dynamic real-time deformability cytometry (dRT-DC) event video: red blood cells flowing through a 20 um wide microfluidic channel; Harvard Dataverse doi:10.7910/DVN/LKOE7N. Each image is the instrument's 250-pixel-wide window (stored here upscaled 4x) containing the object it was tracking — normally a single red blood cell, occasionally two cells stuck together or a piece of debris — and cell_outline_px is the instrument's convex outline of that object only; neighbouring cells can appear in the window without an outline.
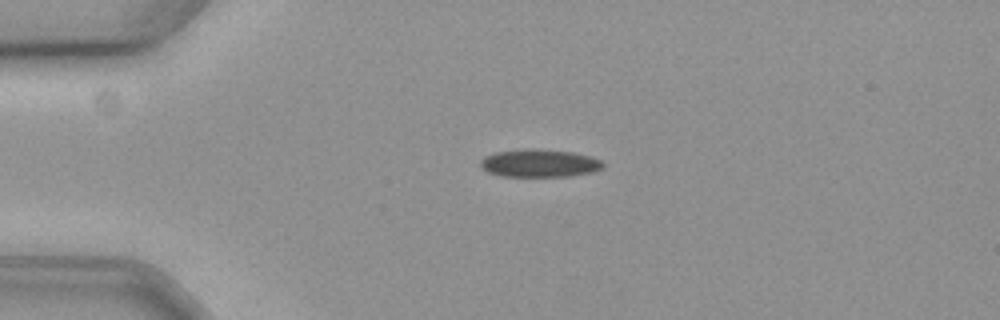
{"species": "common noctule bat (a hibernating species)", "species_latin": "Nyctalus noctula", "temperature_condition": "cold", "stored_images_in_passage": 33, "camera_frame_rate_fps": 3000, "um_per_image_px": 0.085, "animal": {"sex": "female", "body_mass_g": 19.3, "forearm_length_mm": 54.1}, "frame": {"image": 1, "passage_image": 1, "time_ms": 0.0, "image_size_px": [1000, 320], "cell_outline_px": [[604, 168], [592, 172], [568, 176], [500, 176], [488, 172], [480, 164], [480, 160], [484, 156], [496, 152], [532, 148], [572, 152], [592, 156], [600, 160], [604, 164]], "centroid_in_image_um": [45.87, 13.87], "position_along_channel_um": 39.1, "area_um2": 19.83}}
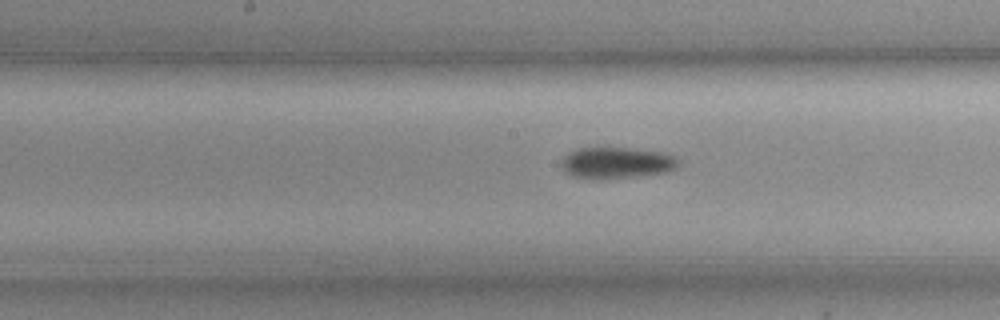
{"frame": {"image": 2, "passage_image": 17, "time_ms": 5.333, "image_size_px": [1000, 320], "cell_outline_px": [[680, 164], [676, 168], [664, 172], [636, 176], [600, 180], [576, 176], [568, 172], [560, 164], [560, 160], [568, 152], [576, 148], [624, 148], [660, 152], [672, 156], [680, 160]], "centroid_in_image_um": [52.38, 13.84], "position_along_channel_um": 195.8, "area_um2": 21.15}}
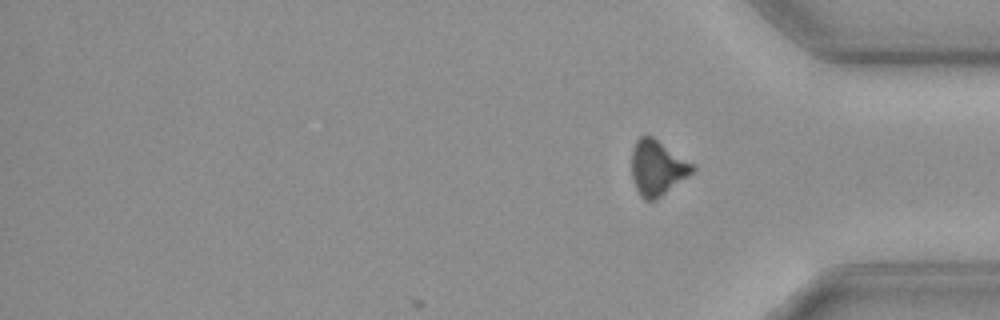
{"frame": {"image": 3, "passage_image": 33, "time_ms": 10.667, "image_size_px": [1000, 320], "cell_outline_px": [[696, 168], [688, 176], [656, 200], [644, 200], [640, 196], [632, 180], [632, 148], [636, 140], [640, 136], [652, 136], [696, 164]], "centroid_in_image_um": [55.88, 14.26], "position_along_channel_um": 379.3, "area_um2": 19.71}, "authors_computed_cell_mechanics": {"area_um2": 20.5768, "velocity_mm_per_s": 3.5683, "shape_relaxation_time_tau1_ms": 8.0773, "shape_relaxation_time_tau2_ms": null, "deformation_change_tau1": 0.1099, "deformation_change_tau2": null}}